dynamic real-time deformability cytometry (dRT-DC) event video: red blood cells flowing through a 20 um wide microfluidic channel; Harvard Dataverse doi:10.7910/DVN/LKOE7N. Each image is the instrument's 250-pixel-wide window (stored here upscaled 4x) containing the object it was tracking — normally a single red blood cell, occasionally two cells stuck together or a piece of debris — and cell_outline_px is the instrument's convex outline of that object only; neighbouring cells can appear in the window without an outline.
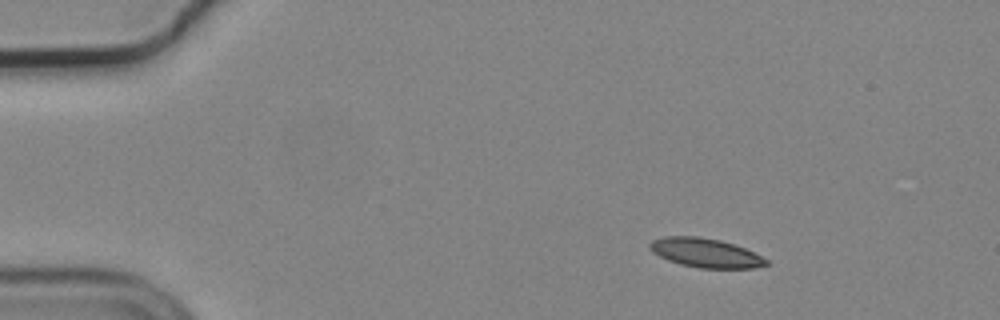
{"species": "common noctule bat (a hibernating species)", "species_latin": "Nyctalus noctula", "temperature_condition": "cold", "stored_images_in_passage": 48, "camera_frame_rate_fps": 3000, "um_per_image_px": 0.085, "animal": {"sex": "male", "body_mass_g": 19.2, "forearm_length_mm": 51.8}, "frame": {"image": 1, "passage_image": 1, "time_ms": 0.0, "image_size_px": [1000, 320], "cell_outline_px": [[768, 264], [748, 268], [704, 268], [684, 264], [672, 260], [656, 252], [652, 248], [652, 244], [656, 240], [672, 236], [688, 236], [716, 240], [732, 244], [744, 248], [768, 260]], "centroid_in_image_um": [60.08, 21.51], "position_along_channel_um": 24.9, "area_um2": 18.32}}
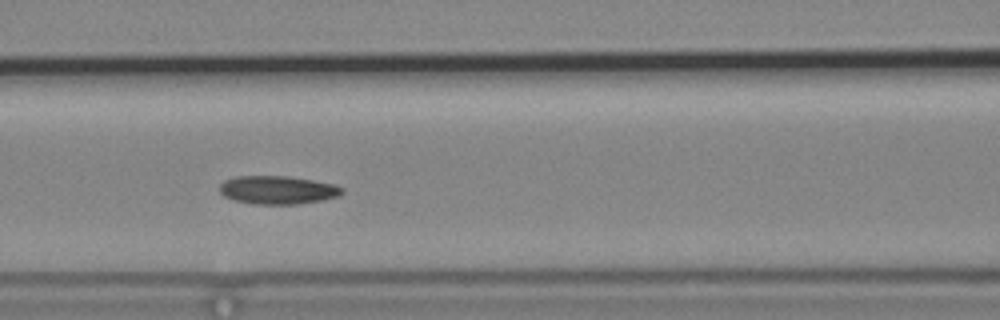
{"frame": {"image": 2, "passage_image": 17, "time_ms": 5.333, "image_size_px": [1000, 320], "cell_outline_px": [[340, 192], [332, 196], [316, 200], [288, 204], [268, 204], [240, 200], [228, 196], [220, 188], [228, 180], [244, 176], [280, 176], [308, 180], [328, 184], [340, 188]], "centroid_in_image_um": [23.56, 16.13], "position_along_channel_um": 143.0, "area_um2": 18.15}}
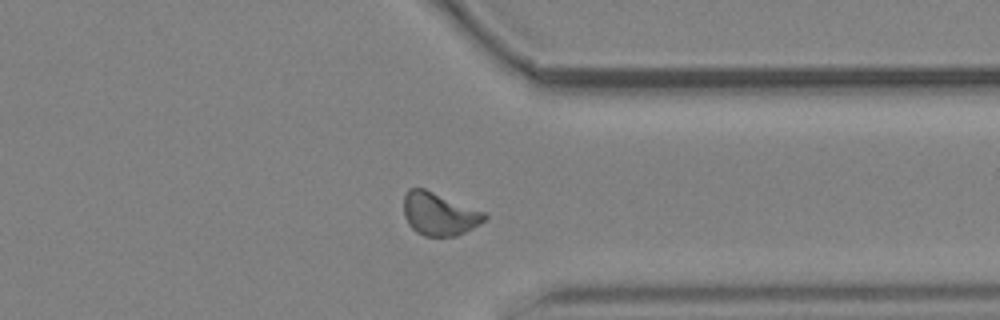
{"frame": {"image": 3, "passage_image": 36, "time_ms": 11.667, "image_size_px": [1000, 320], "cell_outline_px": [[484, 220], [452, 236], [428, 236], [412, 228], [404, 212], [404, 196], [412, 188], [424, 188], [484, 212]], "centroid_in_image_um": [37.28, 18.15], "position_along_channel_um": 374.1, "area_um2": 19.07}}